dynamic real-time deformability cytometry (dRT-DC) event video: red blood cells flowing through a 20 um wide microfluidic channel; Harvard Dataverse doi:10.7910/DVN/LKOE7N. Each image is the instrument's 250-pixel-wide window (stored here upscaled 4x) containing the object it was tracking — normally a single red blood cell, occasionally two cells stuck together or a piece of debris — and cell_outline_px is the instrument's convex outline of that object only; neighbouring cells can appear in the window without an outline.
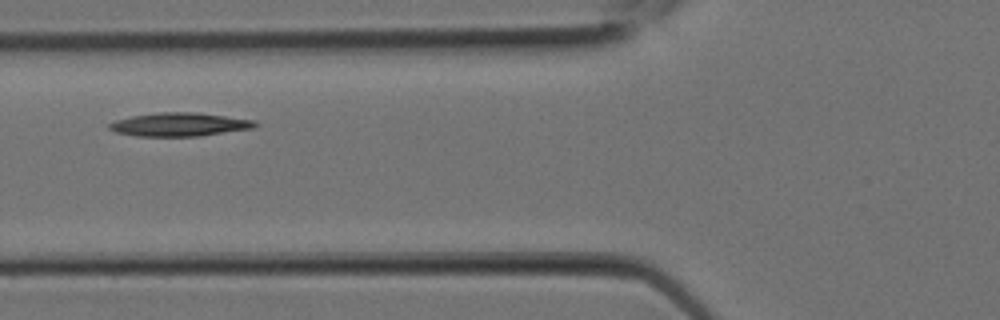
{"species": "Egyptian fruit bat (a non-hibernating species)", "species_latin": "Rousettus aegyptiacus", "temperature_condition": "room temperature", "stored_images_in_passage": 2, "camera_frame_rate_fps": 3000, "um_per_image_px": 0.085, "animal": {"sex": "female"}, "frame": {"image": 1, "passage_image": 2, "time_ms": 0.333, "image_size_px": [1000, 320], "cell_outline_px": [[260, 124], [256, 128], [200, 136], [136, 136], [116, 132], [108, 128], [108, 124], [116, 120], [132, 116], [160, 112], [196, 112], [256, 120]], "centroid_in_image_um": [15.32, 10.58], "position_along_channel_um": 110.5, "area_um2": 20.11}}